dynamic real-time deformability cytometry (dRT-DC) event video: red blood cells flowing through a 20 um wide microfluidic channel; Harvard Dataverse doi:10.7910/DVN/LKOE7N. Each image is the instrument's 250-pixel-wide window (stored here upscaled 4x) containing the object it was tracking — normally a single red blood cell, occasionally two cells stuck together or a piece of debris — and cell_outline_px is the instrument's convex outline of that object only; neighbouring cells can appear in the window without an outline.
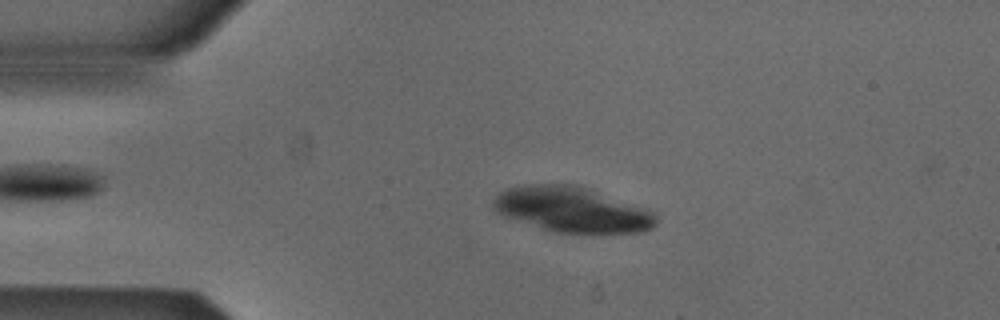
{"species": "Egyptian fruit bat (a non-hibernating species)", "species_latin": "Rousettus aegyptiacus", "temperature_condition": "cold", "stored_images_in_passage": 52, "camera_frame_rate_fps": 3000, "um_per_image_px": 0.085, "animal": {"sex": "male"}, "frame": {"image": 1, "passage_image": 11, "time_ms": 3.333, "image_size_px": [1000, 320], "cell_outline_px": [[656, 224], [652, 228], [640, 232], [556, 232], [516, 220], [504, 216], [496, 212], [492, 208], [492, 204], [496, 196], [500, 192], [508, 188], [524, 184], [580, 184], [648, 208], [656, 212]], "centroid_in_image_um": [48.66, 17.78], "position_along_channel_um": 36.3, "area_um2": 43.18}}